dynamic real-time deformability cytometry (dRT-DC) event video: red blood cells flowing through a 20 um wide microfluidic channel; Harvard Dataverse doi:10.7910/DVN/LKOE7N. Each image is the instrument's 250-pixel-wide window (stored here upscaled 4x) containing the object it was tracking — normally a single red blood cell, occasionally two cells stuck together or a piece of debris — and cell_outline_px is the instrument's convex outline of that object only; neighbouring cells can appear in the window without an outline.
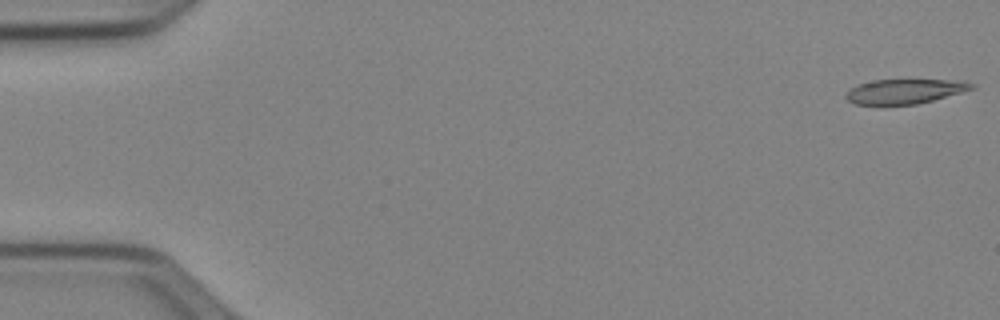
{"species": "Egyptian fruit bat (a non-hibernating species)", "species_latin": "Rousettus aegyptiacus", "temperature_condition": "cold", "stored_images_in_passage": 52, "camera_frame_rate_fps": 3000, "um_per_image_px": 0.085, "animal": {"sex": "female"}, "frame": {"image": 1, "passage_image": 1, "time_ms": 0.0, "image_size_px": [1000, 320], "cell_outline_px": [[976, 88], [932, 100], [916, 104], [856, 104], [848, 100], [844, 96], [856, 84], [872, 80], [964, 80], [976, 84]], "centroid_in_image_um": [76.94, 7.75], "position_along_channel_um": 8.1, "area_um2": 17.92}}
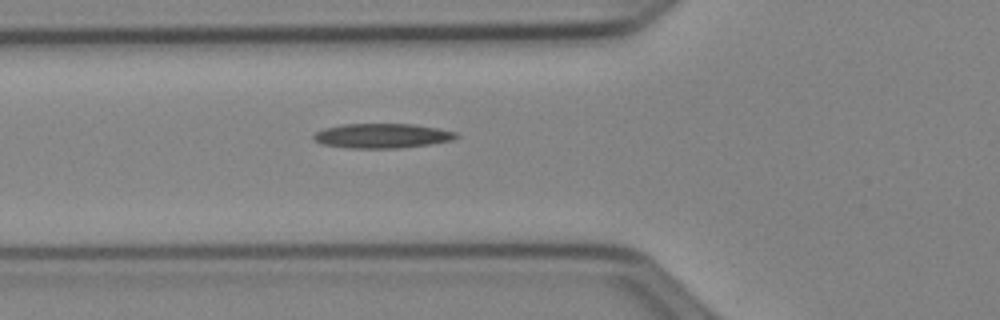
{"frame": {"image": 2, "passage_image": 19, "time_ms": 6.0, "image_size_px": [1000, 320], "cell_outline_px": [[460, 136], [452, 140], [428, 144], [400, 148], [348, 148], [324, 144], [316, 140], [312, 136], [316, 132], [324, 128], [340, 124], [412, 124], [436, 128], [456, 132]], "centroid_in_image_um": [32.47, 11.54], "position_along_channel_um": 93.3, "area_um2": 20.29}}
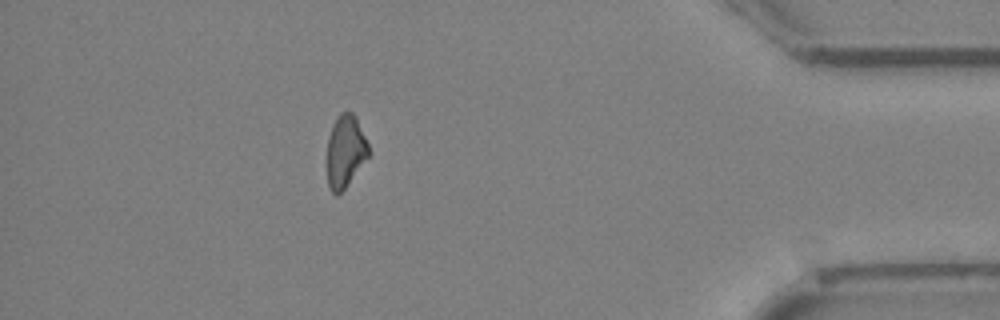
{"frame": {"image": 3, "passage_image": 46, "time_ms": 15.0, "image_size_px": [1000, 320], "cell_outline_px": [[368, 156], [344, 188], [336, 196], [332, 192], [328, 184], [328, 136], [332, 124], [336, 116], [340, 112], [352, 112], [356, 116], [368, 144]], "centroid_in_image_um": [29.34, 12.8], "position_along_channel_um": 405.9, "area_um2": 17.17}}